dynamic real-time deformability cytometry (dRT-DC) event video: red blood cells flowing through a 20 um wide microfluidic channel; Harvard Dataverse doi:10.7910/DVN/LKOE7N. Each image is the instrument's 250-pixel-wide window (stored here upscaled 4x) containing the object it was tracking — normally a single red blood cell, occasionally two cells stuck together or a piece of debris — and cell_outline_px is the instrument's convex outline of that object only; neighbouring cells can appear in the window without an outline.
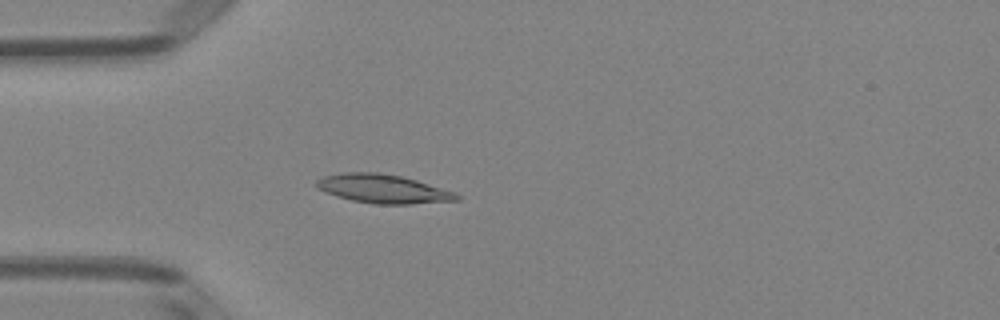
{"species": "Egyptian fruit bat (a non-hibernating species)", "species_latin": "Rousettus aegyptiacus", "temperature_condition": "room temperature", "stored_images_in_passage": 51, "camera_frame_rate_fps": 3000, "um_per_image_px": 0.085, "animal": {"sex": "female"}, "frame": {"image": 1, "passage_image": 15, "time_ms": 4.667, "image_size_px": [1000, 320], "cell_outline_px": [[460, 200], [408, 204], [376, 204], [352, 200], [336, 196], [324, 192], [316, 188], [316, 180], [324, 176], [340, 172], [380, 172], [400, 176], [416, 180], [456, 192], [460, 196]], "centroid_in_image_um": [32.53, 16.04], "position_along_channel_um": 52.5, "area_um2": 23.58}}
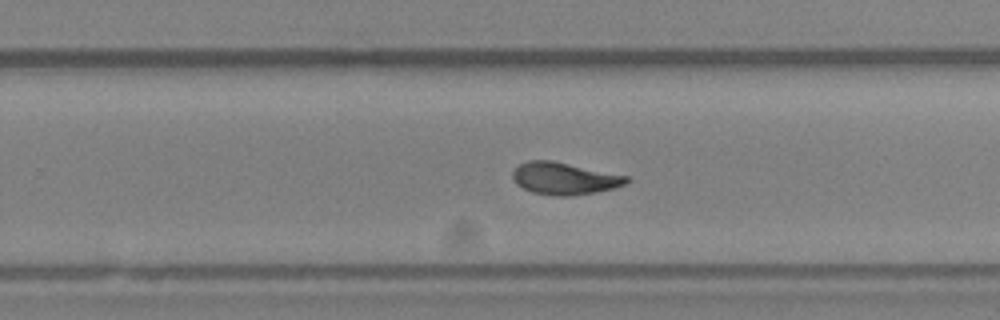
{"frame": {"image": 2, "passage_image": 33, "time_ms": 10.667, "image_size_px": [1000, 320], "cell_outline_px": [[632, 180], [624, 184], [612, 188], [596, 192], [572, 196], [556, 196], [532, 192], [516, 184], [512, 180], [512, 172], [520, 164], [528, 160], [552, 160], [628, 176]], "centroid_in_image_um": [47.96, 15.17], "position_along_channel_um": 281.8, "area_um2": 21.33}}
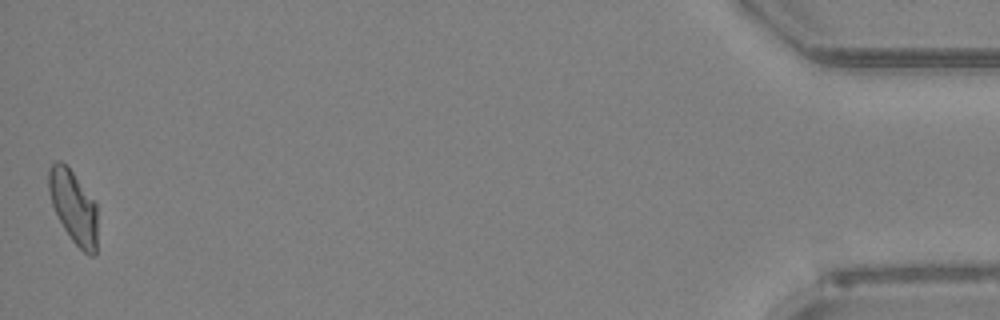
{"frame": {"image": 3, "passage_image": 51, "time_ms": 16.667, "image_size_px": [1000, 320], "cell_outline_px": [[96, 256], [88, 256], [72, 240], [64, 228], [52, 204], [48, 192], [48, 168], [56, 160], [60, 160], [72, 172], [96, 200]], "centroid_in_image_um": [6.25, 17.57], "position_along_channel_um": 429.0, "area_um2": 20.69}, "authors_computed_cell_mechanics": {"area_um2": 21.5594, "velocity_mm_per_s": 3.9785, "shape_relaxation_time_tau1_ms": 5.5683, "shape_relaxation_time_tau2_ms": 2.3596, "deformation_change_tau1": 0.1642, "deformation_change_tau2": 0.0642}}